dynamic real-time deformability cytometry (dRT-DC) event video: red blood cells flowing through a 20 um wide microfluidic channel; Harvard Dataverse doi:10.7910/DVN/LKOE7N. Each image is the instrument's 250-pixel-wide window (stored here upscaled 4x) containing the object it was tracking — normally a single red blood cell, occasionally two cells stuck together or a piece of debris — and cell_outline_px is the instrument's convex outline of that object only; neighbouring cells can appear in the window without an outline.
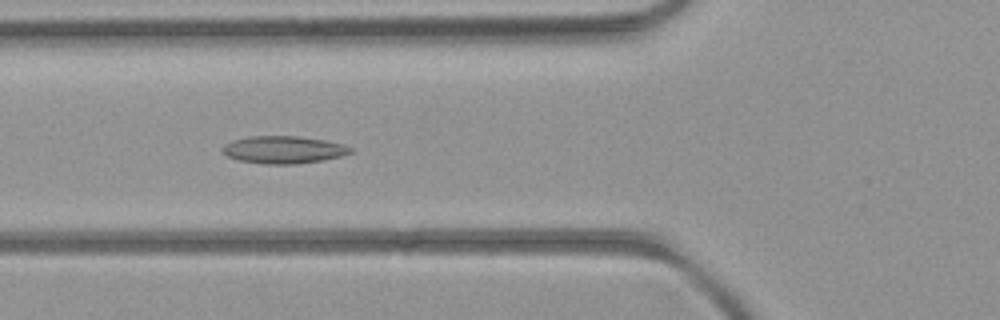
{"species": "common noctule bat (a hibernating species)", "species_latin": "Nyctalus noctula", "temperature_condition": "room temperature", "stored_images_in_passage": 11, "camera_frame_rate_fps": 3000, "um_per_image_px": 0.085, "animal": {"sex": "female", "body_mass_g": 21.9}, "frame": {"image": 1, "passage_image": 8, "time_ms": 2.333, "image_size_px": [1000, 320], "cell_outline_px": [[352, 152], [340, 156], [324, 160], [296, 164], [264, 164], [236, 160], [228, 156], [224, 152], [224, 144], [248, 136], [296, 136], [324, 140], [344, 144], [352, 148]], "centroid_in_image_um": [24.12, 12.73], "position_along_channel_um": 101.7, "area_um2": 20.35}}